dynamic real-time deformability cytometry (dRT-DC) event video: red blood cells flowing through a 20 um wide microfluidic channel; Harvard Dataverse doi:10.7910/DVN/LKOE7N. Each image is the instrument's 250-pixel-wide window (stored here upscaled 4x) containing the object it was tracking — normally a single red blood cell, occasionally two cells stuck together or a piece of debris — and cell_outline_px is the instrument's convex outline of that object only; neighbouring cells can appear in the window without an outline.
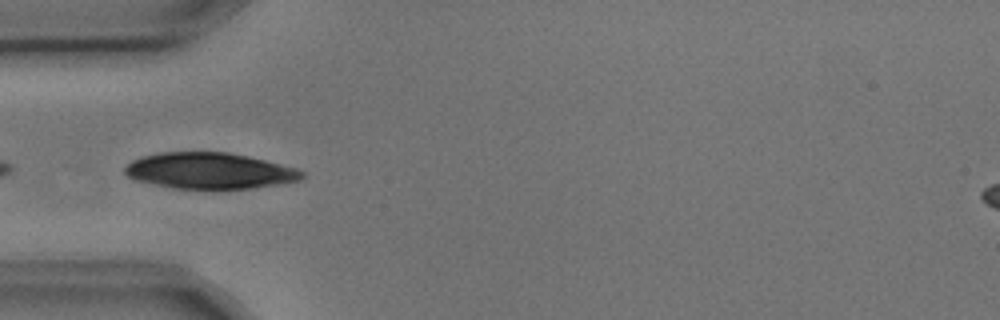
{"species": "common noctule bat (a hibernating species)", "species_latin": "Nyctalus noctula", "temperature_condition": "cold", "stored_images_in_passage": 2, "camera_frame_rate_fps": 3000, "um_per_image_px": 0.085, "animal": {"sex": "male", "body_mass_g": 17.9, "forearm_length_mm": 54.2}, "frame": {"image": 1, "passage_image": 2, "time_ms": 0.333, "image_size_px": [1000, 320], "cell_outline_px": [[304, 176], [300, 180], [284, 184], [252, 188], [176, 188], [136, 180], [128, 176], [124, 172], [124, 168], [132, 160], [144, 156], [160, 152], [228, 152], [248, 156], [296, 168], [304, 172]], "centroid_in_image_um": [17.84, 14.51], "position_along_channel_um": 67.2, "area_um2": 36.99}}